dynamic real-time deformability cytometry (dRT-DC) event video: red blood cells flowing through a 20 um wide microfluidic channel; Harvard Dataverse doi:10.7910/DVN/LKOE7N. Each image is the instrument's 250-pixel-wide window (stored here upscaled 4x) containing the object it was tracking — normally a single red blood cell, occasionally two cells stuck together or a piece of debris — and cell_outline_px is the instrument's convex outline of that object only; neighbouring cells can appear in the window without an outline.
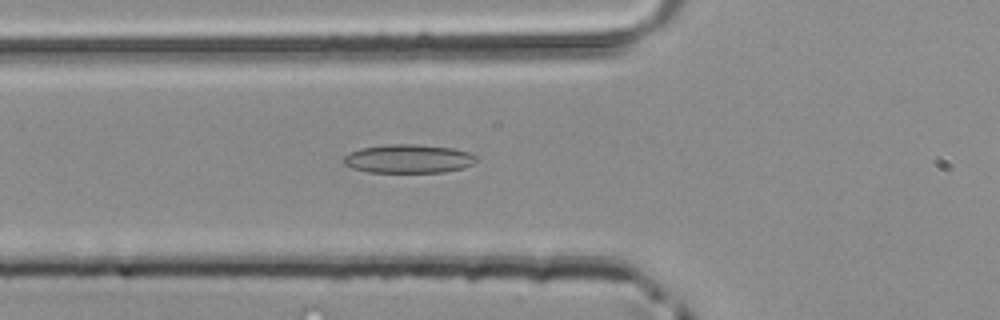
{"species": "common noctule bat (a hibernating species)", "species_latin": "Nyctalus noctula", "temperature_condition": "room temperature", "stored_images_in_passage": 36, "camera_frame_rate_fps": 3000, "um_per_image_px": 0.085, "animal": {"sex": "male", "body_mass_g": 20.4}, "frame": {"image": 1, "passage_image": 5, "time_ms": 1.333, "image_size_px": [1000, 320], "cell_outline_px": [[476, 160], [472, 164], [464, 168], [444, 172], [368, 172], [352, 168], [344, 164], [344, 156], [360, 148], [388, 144], [416, 144], [452, 148], [472, 152], [476, 156]], "centroid_in_image_um": [34.74, 13.49], "position_along_channel_um": 91.1, "area_um2": 22.2}}
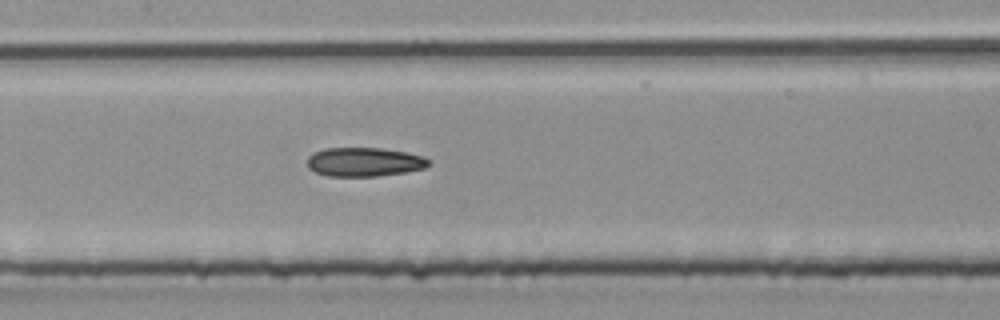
{"frame": {"image": 2, "passage_image": 11, "time_ms": 3.333, "image_size_px": [1000, 320], "cell_outline_px": [[432, 164], [424, 168], [404, 172], [376, 176], [328, 176], [316, 172], [308, 168], [308, 156], [312, 152], [324, 148], [380, 148], [408, 152], [424, 156], [432, 160]], "centroid_in_image_um": [30.99, 13.75], "position_along_channel_um": 176.4, "area_um2": 20.69}}
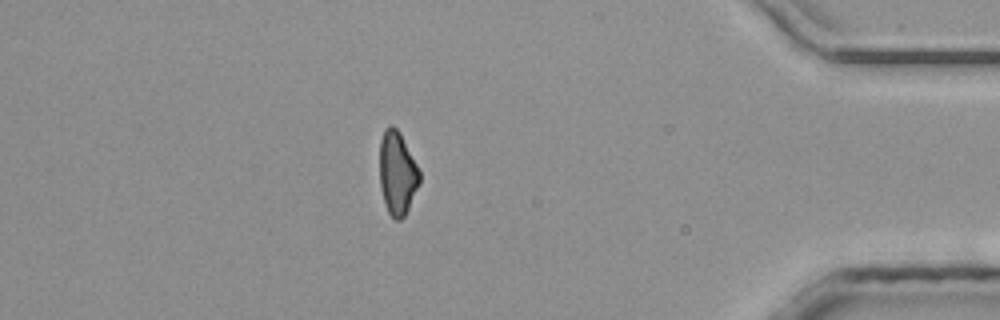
{"frame": {"image": 3, "passage_image": 30, "time_ms": 9.667, "image_size_px": [1000, 320], "cell_outline_px": [[420, 184], [404, 216], [400, 220], [396, 220], [388, 212], [380, 188], [380, 140], [384, 128], [388, 124], [392, 124], [400, 132], [420, 172]], "centroid_in_image_um": [33.76, 14.68], "position_along_channel_um": 401.4, "area_um2": 19.36}}